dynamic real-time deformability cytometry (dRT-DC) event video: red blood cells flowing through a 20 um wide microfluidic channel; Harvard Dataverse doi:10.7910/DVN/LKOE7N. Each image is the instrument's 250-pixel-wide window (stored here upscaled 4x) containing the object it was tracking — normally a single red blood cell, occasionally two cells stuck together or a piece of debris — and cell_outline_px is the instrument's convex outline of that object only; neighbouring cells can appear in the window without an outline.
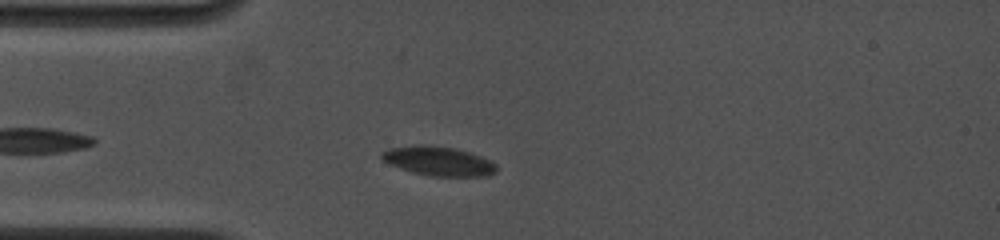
{"species": "common noctule bat (a hibernating species)", "species_latin": "Nyctalus noctula", "temperature_condition": "cold", "stored_images_in_passage": 2, "camera_frame_rate_fps": 4500, "um_per_image_px": 0.085, "animal": {"sex": "female", "body_mass_g": 19.0, "forearm_length_mm": 53.3}, "frame": {"image": 1, "passage_image": 1, "time_ms": 0.0, "image_size_px": [1000, 240], "cell_outline_px": [[496, 172], [488, 176], [432, 176], [412, 172], [388, 164], [380, 156], [380, 152], [388, 148], [420, 144], [428, 144], [456, 148], [492, 160], [496, 164]], "centroid_in_image_um": [37.26, 13.68], "position_along_channel_um": 47.7, "area_um2": 19.77}}